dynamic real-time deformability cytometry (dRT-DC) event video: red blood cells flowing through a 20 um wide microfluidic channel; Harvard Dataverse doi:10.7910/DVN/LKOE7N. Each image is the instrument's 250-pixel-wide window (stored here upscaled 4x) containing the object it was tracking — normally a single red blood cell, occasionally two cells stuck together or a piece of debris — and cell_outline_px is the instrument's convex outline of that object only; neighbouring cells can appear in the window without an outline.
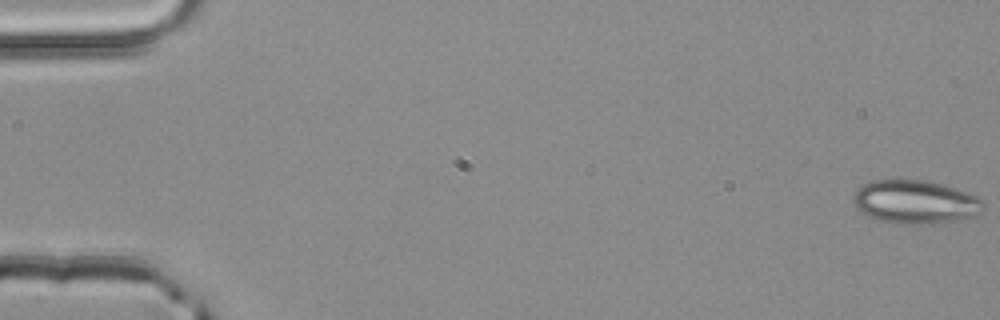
{"species": "common noctule bat (a hibernating species)", "species_latin": "Nyctalus noctula", "temperature_condition": "room temperature", "stored_images_in_passage": 53, "camera_frame_rate_fps": 3000, "um_per_image_px": 0.085, "animal": {"sex": "male", "body_mass_g": 20.4}, "frame": {"image": 1, "passage_image": 1, "time_ms": 0.0, "image_size_px": [1000, 320], "cell_outline_px": [[984, 208], [980, 212], [972, 216], [952, 220], [900, 224], [880, 220], [868, 216], [856, 208], [852, 200], [852, 196], [864, 184], [872, 180], [900, 176], [924, 180], [940, 184], [968, 192], [984, 200]], "centroid_in_image_um": [77.74, 17.1], "position_along_channel_um": 7.3, "area_um2": 33.0}}
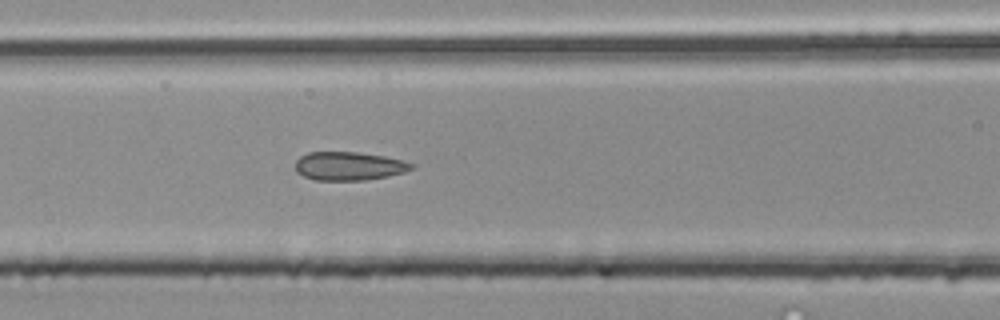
{"frame": {"image": 2, "passage_image": 23, "time_ms": 7.333, "image_size_px": [1000, 320], "cell_outline_px": [[416, 164], [412, 168], [404, 172], [388, 176], [364, 180], [316, 180], [304, 176], [296, 172], [296, 160], [300, 156], [308, 152], [360, 152], [384, 156]], "centroid_in_image_um": [29.64, 14.11], "position_along_channel_um": 137.0, "area_um2": 19.25}}
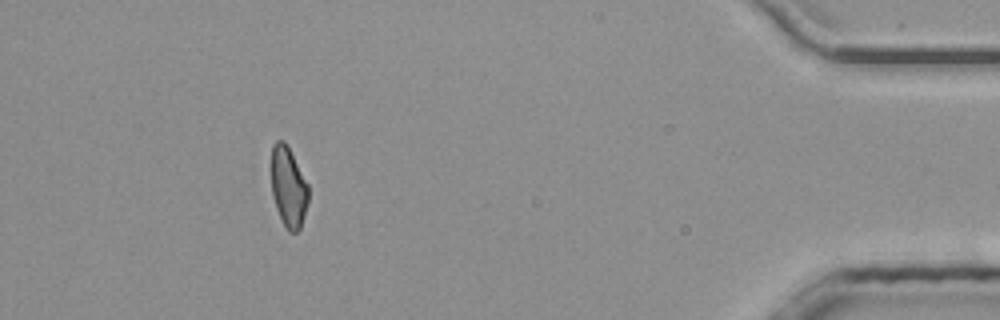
{"frame": {"image": 3, "passage_image": 48, "time_ms": 15.667, "image_size_px": [1000, 320], "cell_outline_px": [[308, 204], [300, 228], [296, 232], [288, 232], [276, 208], [272, 196], [272, 144], [276, 140], [284, 140], [308, 184]], "centroid_in_image_um": [24.52, 15.91], "position_along_channel_um": 410.7, "area_um2": 17.17}, "authors_computed_cell_mechanics": {"area_um2": 19.2474, "velocity_mm_per_s": 4.0189, "shape_relaxation_time_tau1_ms": null, "shape_relaxation_time_tau2_ms": 1.603, "deformation_change_tau1": null, "deformation_change_tau2": 0.0948}}